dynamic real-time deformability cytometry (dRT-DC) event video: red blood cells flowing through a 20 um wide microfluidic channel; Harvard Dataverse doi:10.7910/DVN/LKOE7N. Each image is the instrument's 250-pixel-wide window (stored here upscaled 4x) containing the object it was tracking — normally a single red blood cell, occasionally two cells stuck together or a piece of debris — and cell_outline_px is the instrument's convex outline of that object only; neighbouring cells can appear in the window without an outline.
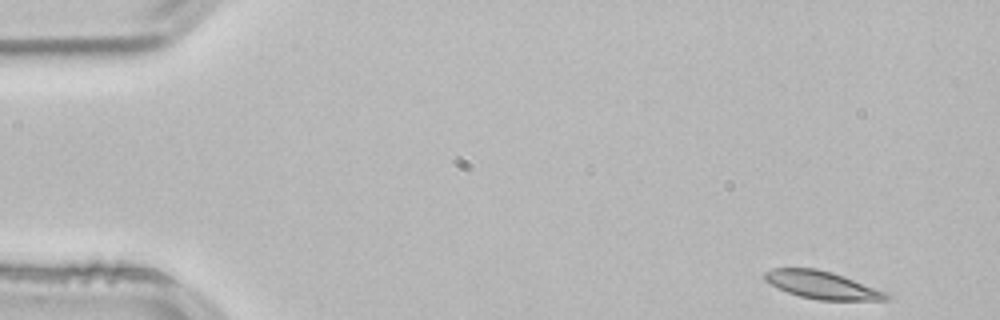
{"species": "common noctule bat (a hibernating species)", "species_latin": "Nyctalus noctula", "temperature_condition": "room temperature", "stored_images_in_passage": 52, "camera_frame_rate_fps": 3000, "um_per_image_px": 0.085, "animal": {"sex": "male", "body_mass_g": 21.5, "forearm_length_mm": 52.0}, "frame": {"image": 1, "passage_image": 1, "time_ms": 0.0, "image_size_px": [1000, 320], "cell_outline_px": [[888, 300], [820, 300], [800, 296], [788, 292], [764, 280], [764, 272], [772, 268], [816, 268], [832, 272], [844, 276], [884, 292], [888, 296]], "centroid_in_image_um": [69.82, 24.21], "position_along_channel_um": 15.2, "area_um2": 19.19}}
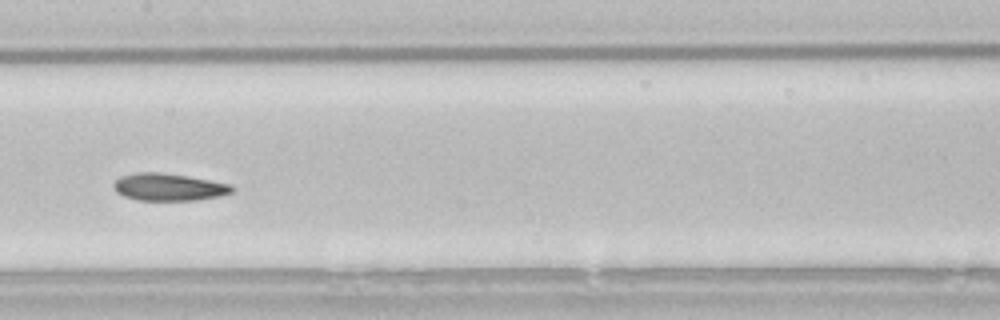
{"frame": {"image": 2, "passage_image": 24, "time_ms": 7.667, "image_size_px": [1000, 320], "cell_outline_px": [[232, 192], [220, 196], [196, 200], [136, 200], [124, 196], [116, 192], [112, 188], [112, 184], [120, 176], [140, 172], [160, 172], [232, 184]], "centroid_in_image_um": [14.29, 15.9], "position_along_channel_um": 193.1, "area_um2": 18.73}}
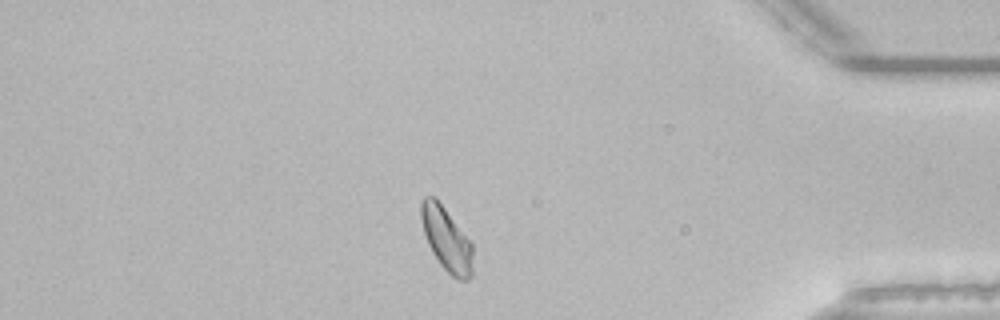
{"frame": {"image": 3, "passage_image": 43, "time_ms": 14.0, "image_size_px": [1000, 320], "cell_outline_px": [[472, 276], [468, 280], [456, 280], [440, 264], [432, 252], [428, 244], [424, 232], [420, 216], [420, 204], [424, 196], [432, 196], [444, 208], [472, 244]], "centroid_in_image_um": [37.94, 20.37], "position_along_channel_um": 397.3, "area_um2": 18.84}, "authors_computed_cell_mechanics": {"area_um2": 19.2185, "velocity_mm_per_s": 3.7811, "shape_relaxation_time_tau1_ms": 6.5819, "shape_relaxation_time_tau2_ms": 2.7101, "deformation_change_tau1": 0.1403, "deformation_change_tau2": 0.078}}